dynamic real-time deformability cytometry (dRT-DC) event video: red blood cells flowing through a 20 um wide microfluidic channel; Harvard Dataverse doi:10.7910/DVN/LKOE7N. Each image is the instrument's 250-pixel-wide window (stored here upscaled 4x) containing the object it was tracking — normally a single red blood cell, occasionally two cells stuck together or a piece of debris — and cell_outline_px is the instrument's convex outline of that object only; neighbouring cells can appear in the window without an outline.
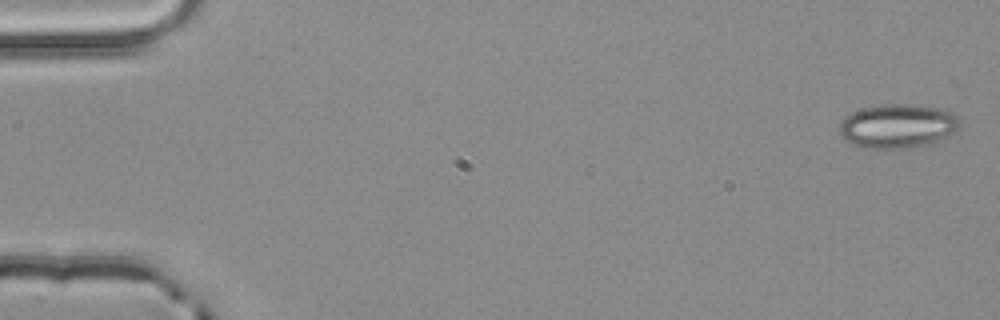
{"species": "common noctule bat (a hibernating species)", "species_latin": "Nyctalus noctula", "temperature_condition": "room temperature", "stored_images_in_passage": 5, "segment_of_instrument_passage": [1, 2], "camera_frame_rate_fps": 3000, "um_per_image_px": 0.085, "animal": {"sex": "male", "body_mass_g": 20.4}, "frame": {"image": 1, "passage_image": 1, "time_ms": 0.0, "image_size_px": [1000, 320], "cell_outline_px": [[960, 124], [952, 132], [928, 144], [908, 148], [864, 148], [852, 144], [844, 140], [840, 132], [840, 120], [844, 116], [852, 112], [864, 108], [880, 104], [916, 104], [940, 108], [952, 112], [960, 116]], "centroid_in_image_um": [76.27, 10.69], "position_along_channel_um": 8.7, "area_um2": 30.92}}